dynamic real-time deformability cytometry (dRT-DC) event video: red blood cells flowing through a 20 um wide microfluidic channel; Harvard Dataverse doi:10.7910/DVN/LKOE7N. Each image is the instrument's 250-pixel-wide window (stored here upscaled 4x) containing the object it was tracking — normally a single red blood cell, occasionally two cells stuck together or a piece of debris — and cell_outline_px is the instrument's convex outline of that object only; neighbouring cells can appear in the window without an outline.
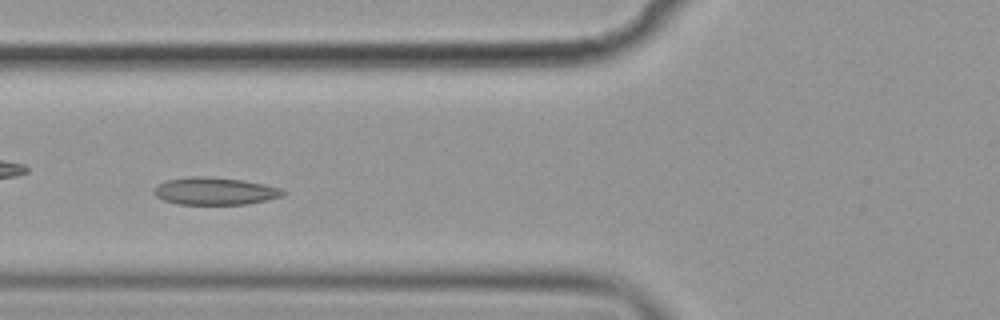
{"species": "common noctule bat (a hibernating species)", "species_latin": "Nyctalus noctula", "temperature_condition": "cold", "stored_images_in_passage": 45, "camera_frame_rate_fps": 3000, "um_per_image_px": 0.085, "animal": {"sex": "female", "body_mass_g": 19.9}, "frame": {"image": 1, "passage_image": 16, "time_ms": 5.0, "image_size_px": [1000, 320], "cell_outline_px": [[288, 192], [284, 196], [268, 200], [248, 204], [176, 204], [164, 200], [156, 196], [152, 192], [164, 180], [188, 176], [204, 176], [244, 180], [264, 184], [280, 188]], "centroid_in_image_um": [18.29, 16.24], "position_along_channel_um": 107.5, "area_um2": 20.81}}
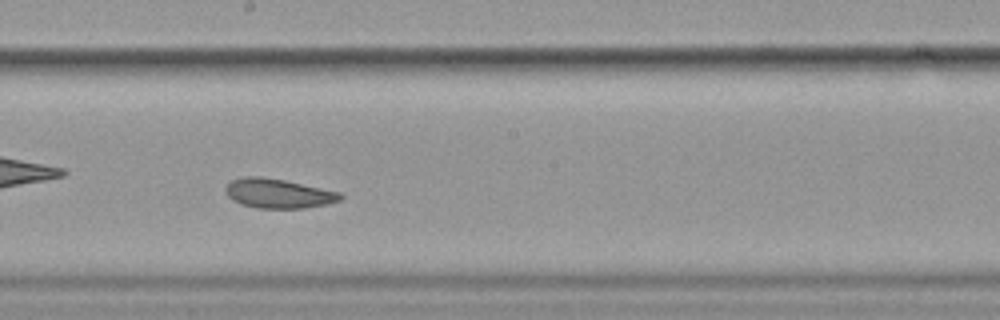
{"frame": {"image": 2, "passage_image": 26, "time_ms": 8.333, "image_size_px": [1000, 320], "cell_outline_px": [[344, 196], [340, 200], [328, 204], [304, 208], [256, 208], [240, 204], [232, 200], [228, 196], [224, 188], [232, 180], [240, 176], [260, 176], [284, 180], [340, 192]], "centroid_in_image_um": [23.63, 16.44], "position_along_channel_um": 224.6, "area_um2": 19.77}}
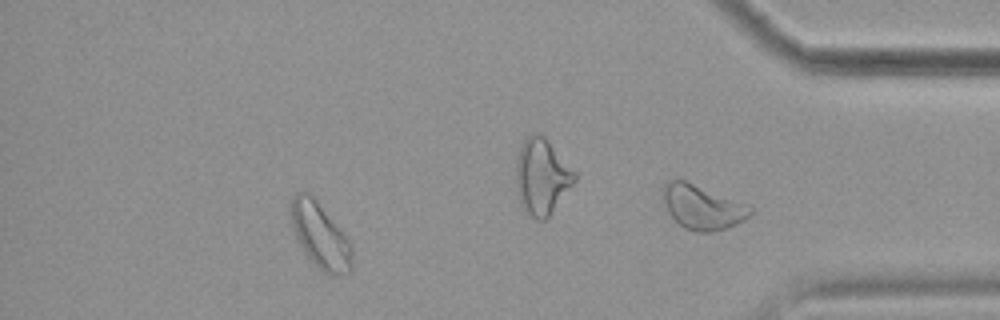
{"frame": {"image": 3, "passage_image": 39, "time_ms": 12.667, "image_size_px": [1000, 320], "cell_outline_px": [[352, 272], [336, 276], [332, 276], [324, 272], [304, 252], [292, 228], [292, 196], [296, 192], [308, 192], [316, 200], [352, 244]], "centroid_in_image_um": [27.25, 20.06], "position_along_channel_um": 408.0, "area_um2": 22.83}, "authors_computed_cell_mechanics": {"area_um2": 20.9814, "velocity_mm_per_s": 3.5229, "shape_relaxation_time_tau1_ms": 5.0605, "shape_relaxation_time_tau2_ms": 3.0761, "deformation_change_tau1": 0.1076, "deformation_change_tau2": 0.077}}